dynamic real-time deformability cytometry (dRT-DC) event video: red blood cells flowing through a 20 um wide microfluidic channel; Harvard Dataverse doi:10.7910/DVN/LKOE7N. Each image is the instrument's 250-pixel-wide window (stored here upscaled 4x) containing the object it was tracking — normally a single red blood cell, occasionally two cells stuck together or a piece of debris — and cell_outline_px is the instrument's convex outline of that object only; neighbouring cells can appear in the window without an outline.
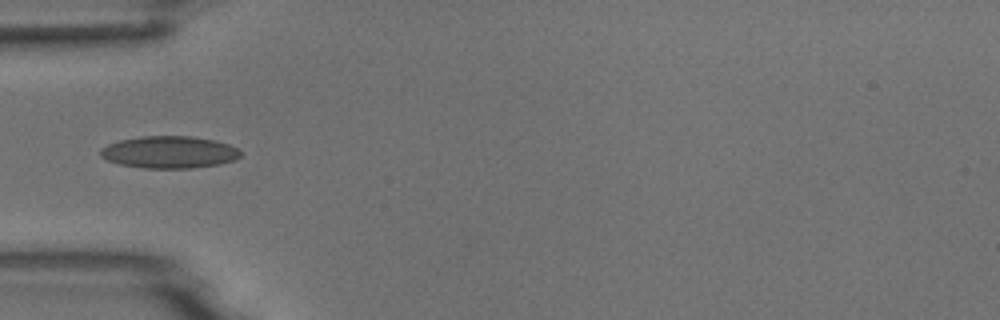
{"species": "common noctule bat (a hibernating species)", "species_latin": "Nyctalus noctula", "temperature_condition": "room temperature", "stored_images_in_passage": 4, "camera_frame_rate_fps": 3000, "um_per_image_px": 0.085, "animal": {"sex": "male", "body_mass_g": 18.8}, "frame": {"image": 1, "passage_image": 1, "time_ms": 0.0, "image_size_px": [1000, 320], "cell_outline_px": [[240, 156], [236, 160], [220, 164], [192, 168], [144, 168], [120, 164], [108, 160], [100, 156], [100, 148], [108, 144], [120, 140], [140, 136], [192, 136], [212, 140], [228, 144], [240, 148]], "centroid_in_image_um": [14.4, 12.93], "position_along_channel_um": 70.6, "area_um2": 26.3}}